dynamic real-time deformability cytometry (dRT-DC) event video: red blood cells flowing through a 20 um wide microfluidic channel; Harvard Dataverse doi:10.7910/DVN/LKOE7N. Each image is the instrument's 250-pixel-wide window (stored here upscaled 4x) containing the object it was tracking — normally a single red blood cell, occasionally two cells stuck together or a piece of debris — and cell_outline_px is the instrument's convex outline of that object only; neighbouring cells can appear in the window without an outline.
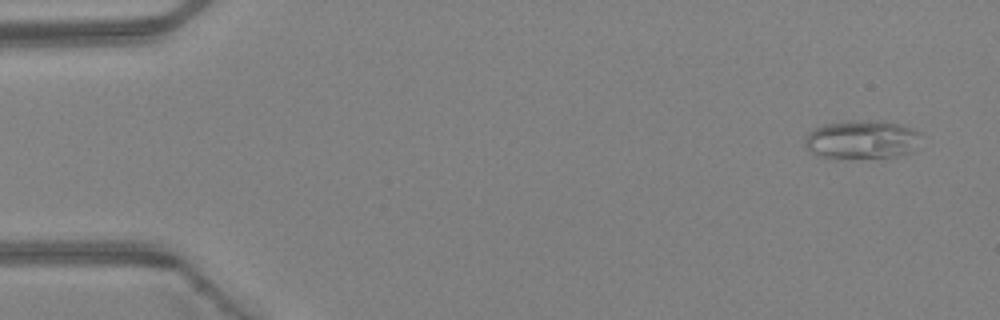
{"species": "Egyptian fruit bat (a non-hibernating species)", "species_latin": "Rousettus aegyptiacus", "temperature_condition": "warm", "stored_images_in_passage": 3, "camera_frame_rate_fps": 3000, "um_per_image_px": 0.085, "animal": {"sex": "female"}, "frame": {"image": 1, "passage_image": 1, "time_ms": 0.0, "image_size_px": [1000, 320], "cell_outline_px": [[924, 136], [912, 152], [896, 156], [816, 156], [804, 144], [804, 136], [808, 132], [824, 124], [848, 120], [860, 120], [896, 124], [912, 128], [920, 132]], "centroid_in_image_um": [73.27, 11.83], "position_along_channel_um": 11.7, "area_um2": 25.55}}